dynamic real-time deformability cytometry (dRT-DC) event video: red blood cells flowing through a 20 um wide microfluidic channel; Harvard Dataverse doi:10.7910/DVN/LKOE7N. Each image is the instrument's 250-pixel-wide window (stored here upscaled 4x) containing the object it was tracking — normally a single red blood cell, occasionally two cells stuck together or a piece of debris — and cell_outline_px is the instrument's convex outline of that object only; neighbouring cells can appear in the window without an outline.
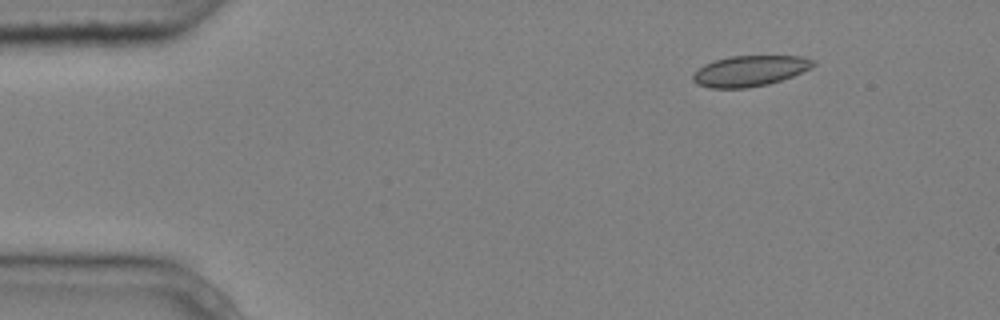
{"species": "common noctule bat (a hibernating species)", "species_latin": "Nyctalus noctula", "temperature_condition": "cold", "stored_images_in_passage": 4, "camera_frame_rate_fps": 3000, "um_per_image_px": 0.085, "animal": {"sex": "male", "body_mass_g": 20.4}, "frame": {"image": 1, "passage_image": 2, "time_ms": 0.333, "image_size_px": [1000, 320], "cell_outline_px": [[816, 64], [792, 76], [768, 84], [748, 88], [708, 88], [696, 84], [692, 80], [692, 76], [704, 64], [728, 56], [800, 56], [816, 60]], "centroid_in_image_um": [63.71, 6.03], "position_along_channel_um": 21.3, "area_um2": 21.39}}
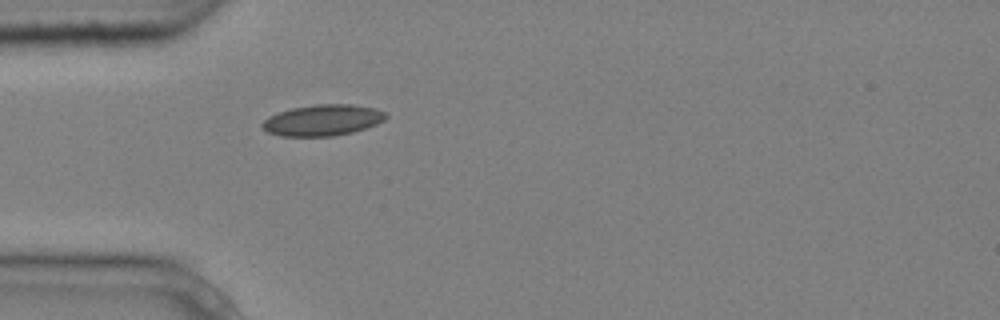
{"frame": {"image": 2, "passage_image": 4, "time_ms": 1.0, "image_size_px": [1000, 320], "cell_outline_px": [[388, 116], [384, 120], [376, 124], [352, 132], [332, 136], [280, 136], [268, 132], [260, 124], [268, 116], [292, 108], [316, 104], [352, 104], [376, 108], [388, 112]], "centroid_in_image_um": [27.45, 10.2], "position_along_channel_um": 57.5, "area_um2": 22.43}}